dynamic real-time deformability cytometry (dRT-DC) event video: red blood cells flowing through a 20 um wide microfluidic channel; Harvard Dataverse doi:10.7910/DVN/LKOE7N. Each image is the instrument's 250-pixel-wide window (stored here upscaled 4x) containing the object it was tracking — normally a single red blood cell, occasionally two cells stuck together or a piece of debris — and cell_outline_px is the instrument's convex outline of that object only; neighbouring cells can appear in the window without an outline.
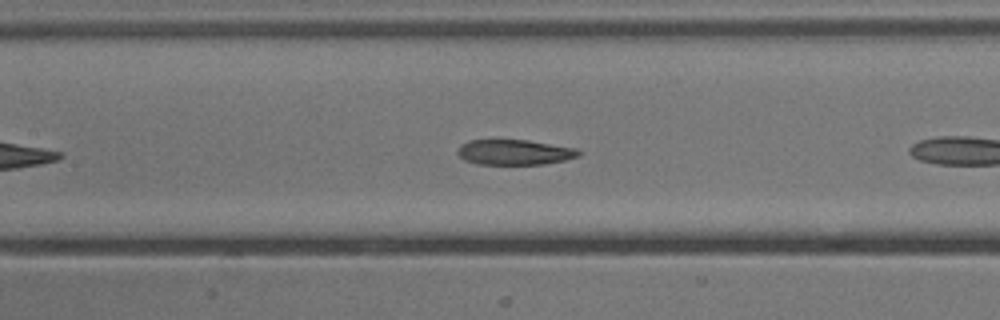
{"species": "common noctule bat (a hibernating species)", "species_latin": "Nyctalus noctula", "temperature_condition": "cold", "stored_images_in_passage": 17, "camera_frame_rate_fps": 3000, "um_per_image_px": 0.085, "animal": {"sex": "male", "body_mass_g": 13.3}, "frame": {"image": 1, "passage_image": 10, "time_ms": 3.0, "image_size_px": [1000, 320], "cell_outline_px": [[580, 156], [564, 160], [544, 164], [476, 164], [464, 160], [456, 152], [460, 144], [468, 140], [528, 140], [576, 148], [580, 152]], "centroid_in_image_um": [43.7, 12.94], "position_along_channel_um": 163.7, "area_um2": 17.86}}